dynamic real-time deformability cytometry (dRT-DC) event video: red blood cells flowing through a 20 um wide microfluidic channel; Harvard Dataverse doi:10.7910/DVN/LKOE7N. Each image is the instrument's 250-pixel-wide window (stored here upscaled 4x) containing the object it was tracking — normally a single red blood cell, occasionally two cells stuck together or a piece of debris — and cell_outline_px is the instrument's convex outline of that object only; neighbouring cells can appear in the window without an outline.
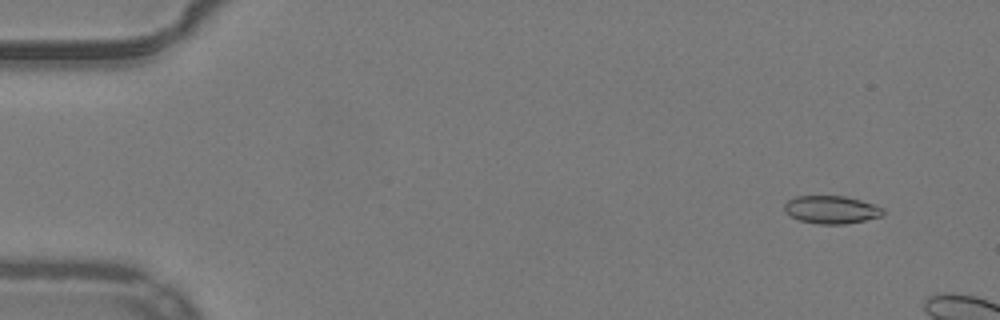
{"species": "common noctule bat (a hibernating species)", "species_latin": "Nyctalus noctula", "temperature_condition": "warm", "stored_images_in_passage": 9, "camera_frame_rate_fps": 3000, "um_per_image_px": 0.085, "animal": {"sex": "male", "body_mass_g": 19.2, "forearm_length_mm": 51.8}, "frame": {"image": 1, "passage_image": 3, "time_ms": 0.667, "image_size_px": [1000, 320], "cell_outline_px": [[884, 212], [880, 216], [864, 220], [844, 224], [820, 224], [800, 220], [784, 212], [784, 204], [788, 200], [796, 196], [844, 196], [860, 200], [884, 208]], "centroid_in_image_um": [70.64, 17.81], "position_along_channel_um": 14.4, "area_um2": 15.84}}